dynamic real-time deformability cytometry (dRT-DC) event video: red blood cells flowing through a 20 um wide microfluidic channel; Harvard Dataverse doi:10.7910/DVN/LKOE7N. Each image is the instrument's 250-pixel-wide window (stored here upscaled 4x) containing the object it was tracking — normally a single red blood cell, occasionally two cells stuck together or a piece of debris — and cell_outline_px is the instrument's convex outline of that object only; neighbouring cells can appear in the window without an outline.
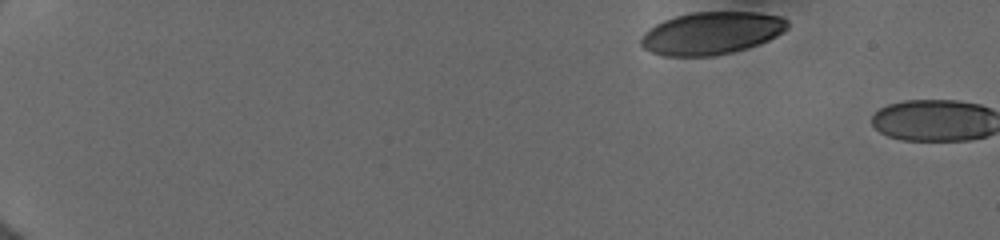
{"species": "human", "species_latin": "Homo sapiens", "temperature_condition": "cold", "stored_images_in_passage": 2, "camera_frame_rate_fps": 3000, "um_per_image_px": 0.085, "donor": {"sex": "female"}, "frame": {"image": 1, "passage_image": 1, "time_ms": 0.0, "image_size_px": [1000, 240], "cell_outline_px": [[788, 28], [784, 32], [760, 44], [748, 48], [732, 52], [712, 56], [664, 56], [652, 52], [644, 48], [640, 44], [640, 40], [644, 32], [648, 28], [664, 20], [676, 16], [692, 12], [756, 12], [780, 16], [788, 20]], "centroid_in_image_um": [60.48, 2.82], "position_along_channel_um": 24.5, "area_um2": 36.47}}